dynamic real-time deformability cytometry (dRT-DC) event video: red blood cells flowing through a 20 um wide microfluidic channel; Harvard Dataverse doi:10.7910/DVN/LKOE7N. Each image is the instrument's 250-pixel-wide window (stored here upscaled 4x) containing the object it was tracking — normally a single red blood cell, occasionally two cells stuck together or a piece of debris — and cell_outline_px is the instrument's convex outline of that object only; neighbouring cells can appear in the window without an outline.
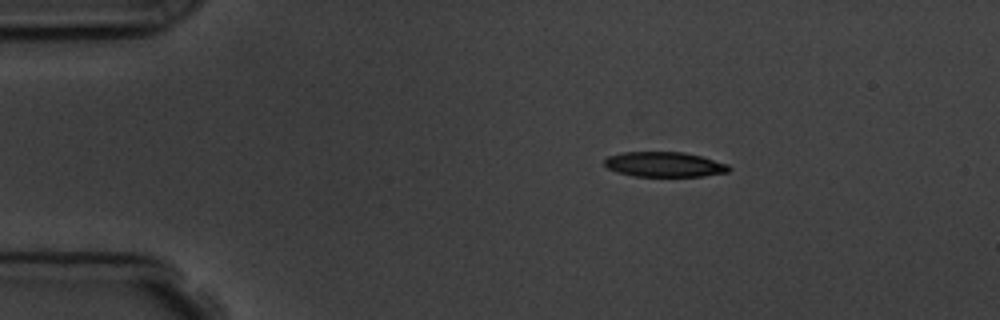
{"species": "common noctule bat (a hibernating species)", "species_latin": "Nyctalus noctula", "temperature_condition": "room temperature", "stored_images_in_passage": 4, "camera_frame_rate_fps": 3000, "um_per_image_px": 0.085, "animal": {"sex": "male", "body_mass_g": 19.5, "forearm_length_mm": 54.6}, "frame": {"image": 1, "passage_image": 1, "time_ms": 0.0, "image_size_px": [1000, 320], "cell_outline_px": [[732, 168], [728, 172], [704, 176], [632, 176], [616, 172], [608, 168], [604, 164], [604, 160], [608, 156], [624, 152], [684, 152], [700, 156], [728, 164]], "centroid_in_image_um": [56.47, 13.98], "position_along_channel_um": 28.5, "area_um2": 18.15}}
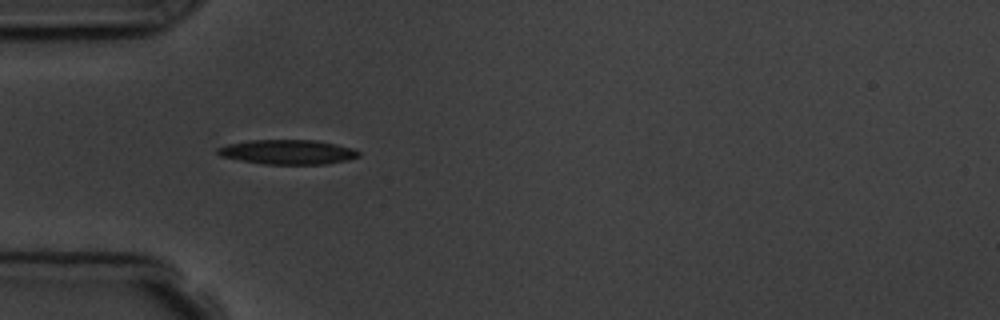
{"frame": {"image": 2, "passage_image": 3, "time_ms": 2.333, "image_size_px": [1000, 320], "cell_outline_px": [[360, 156], [348, 160], [328, 164], [264, 164], [240, 160], [220, 156], [216, 152], [216, 148], [228, 144], [248, 140], [316, 140], [336, 144], [352, 148], [360, 152]], "centroid_in_image_um": [24.46, 12.92], "position_along_channel_um": 60.5, "area_um2": 20.29}}